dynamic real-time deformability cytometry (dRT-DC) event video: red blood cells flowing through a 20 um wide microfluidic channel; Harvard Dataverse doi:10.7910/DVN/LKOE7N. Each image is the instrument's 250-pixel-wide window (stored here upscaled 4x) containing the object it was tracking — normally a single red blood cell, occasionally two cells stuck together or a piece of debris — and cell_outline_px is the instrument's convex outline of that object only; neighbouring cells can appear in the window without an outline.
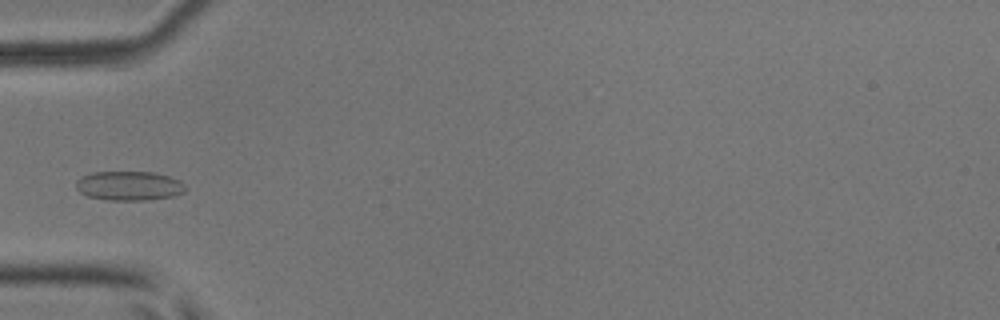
{"species": "common noctule bat (a hibernating species)", "species_latin": "Nyctalus noctula", "temperature_condition": "room temperature", "stored_images_in_passage": 4, "camera_frame_rate_fps": 3000, "um_per_image_px": 0.085, "animal": {"sex": "male", "body_mass_g": 17.9, "forearm_length_mm": 54.2}, "frame": {"image": 1, "passage_image": 4, "time_ms": 1.0, "image_size_px": [1000, 320], "cell_outline_px": [[188, 188], [184, 192], [172, 196], [148, 200], [108, 200], [88, 196], [80, 192], [76, 188], [76, 180], [92, 172], [152, 172], [168, 176], [180, 180]], "centroid_in_image_um": [10.99, 15.79], "position_along_channel_um": 74.0, "area_um2": 18.67}}